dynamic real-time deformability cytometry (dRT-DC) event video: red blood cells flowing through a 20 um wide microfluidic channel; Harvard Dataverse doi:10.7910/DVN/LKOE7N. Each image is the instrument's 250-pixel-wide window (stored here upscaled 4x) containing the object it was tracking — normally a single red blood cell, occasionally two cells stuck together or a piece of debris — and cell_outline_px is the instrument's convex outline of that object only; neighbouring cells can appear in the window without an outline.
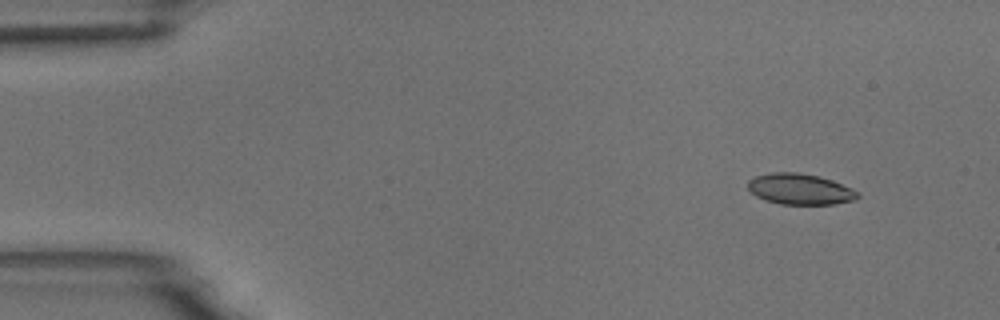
{"species": "common noctule bat (a hibernating species)", "species_latin": "Nyctalus noctula", "temperature_condition": "room temperature", "stored_images_in_passage": 4, "camera_frame_rate_fps": 3000, "um_per_image_px": 0.085, "animal": {"sex": "male", "body_mass_g": 18.8}, "frame": {"image": 1, "passage_image": 1, "time_ms": 0.0, "image_size_px": [1000, 320], "cell_outline_px": [[860, 196], [856, 200], [832, 204], [780, 204], [764, 200], [756, 196], [748, 188], [748, 180], [756, 176], [772, 172], [796, 172], [820, 176], [832, 180], [852, 188], [860, 192]], "centroid_in_image_um": [68.03, 16.07], "position_along_channel_um": 17.0, "area_um2": 19.88}}
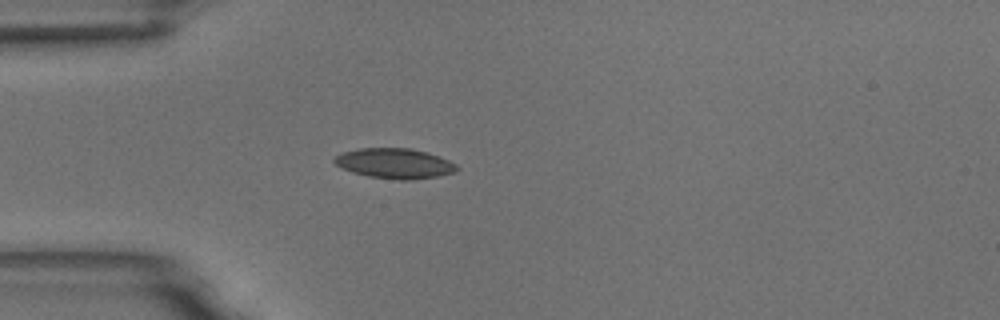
{"frame": {"image": 2, "passage_image": 4, "time_ms": 3.333, "image_size_px": [1000, 320], "cell_outline_px": [[460, 168], [456, 172], [436, 176], [412, 180], [400, 180], [368, 176], [352, 172], [336, 164], [332, 160], [336, 156], [344, 152], [356, 148], [412, 148], [428, 152], [440, 156], [456, 164]], "centroid_in_image_um": [33.58, 13.88], "position_along_channel_um": 51.4, "area_um2": 21.56}}